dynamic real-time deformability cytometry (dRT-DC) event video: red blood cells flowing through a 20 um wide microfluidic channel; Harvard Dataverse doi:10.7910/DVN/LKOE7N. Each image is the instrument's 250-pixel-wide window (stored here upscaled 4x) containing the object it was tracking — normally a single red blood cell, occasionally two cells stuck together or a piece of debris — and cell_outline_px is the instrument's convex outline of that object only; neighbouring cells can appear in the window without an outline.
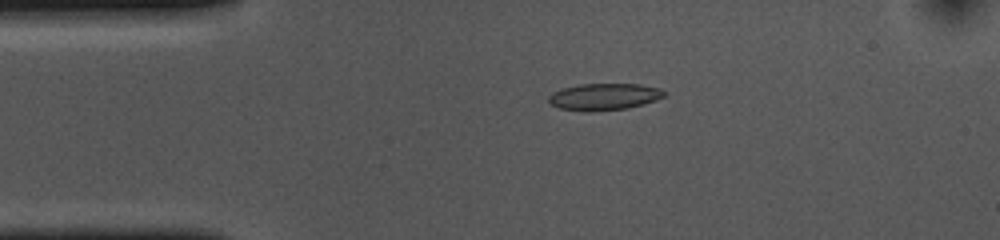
{"species": "common noctule bat (a hibernating species)", "species_latin": "Nyctalus noctula", "temperature_condition": "cold", "stored_images_in_passage": 44, "camera_frame_rate_fps": 3000, "um_per_image_px": 0.085, "animal": {"sex": "female", "body_mass_g": 10.0, "forearm_length_mm": 53.1}, "frame": {"image": 1, "passage_image": 1, "time_ms": 0.0, "image_size_px": [1000, 240], "cell_outline_px": [[664, 96], [656, 100], [644, 104], [628, 108], [592, 112], [584, 112], [560, 108], [548, 104], [548, 96], [552, 92], [560, 88], [580, 84], [640, 84], [660, 88], [664, 92]], "centroid_in_image_um": [51.29, 8.23], "position_along_channel_um": 33.7, "area_um2": 18.32}}
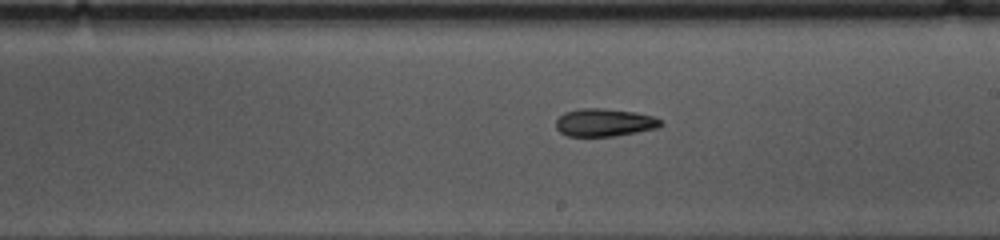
{"frame": {"image": 2, "passage_image": 20, "time_ms": 6.333, "image_size_px": [1000, 240], "cell_outline_px": [[664, 124], [656, 128], [616, 136], [568, 136], [560, 132], [556, 128], [556, 120], [564, 112], [580, 108], [604, 108], [636, 112], [652, 116], [664, 120]], "centroid_in_image_um": [51.39, 10.4], "position_along_channel_um": 237.6, "area_um2": 17.11}}
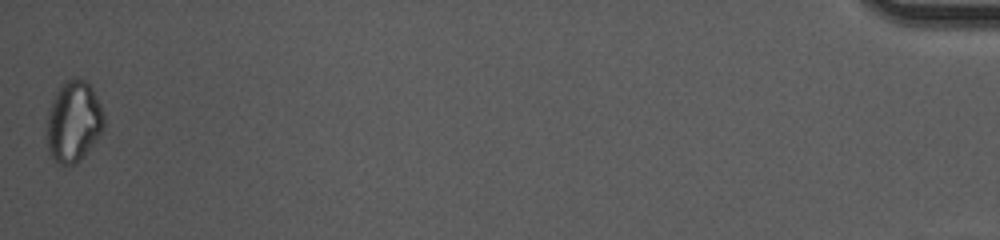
{"frame": {"image": 3, "passage_image": 44, "time_ms": 14.333, "image_size_px": [1000, 240], "cell_outline_px": [[104, 128], [96, 140], [80, 160], [76, 164], [60, 164], [48, 152], [48, 112], [52, 100], [60, 84], [64, 80], [72, 76], [84, 80], [92, 88], [104, 112]], "centroid_in_image_um": [6.27, 10.29], "position_along_channel_um": 428.9, "area_um2": 26.88}}